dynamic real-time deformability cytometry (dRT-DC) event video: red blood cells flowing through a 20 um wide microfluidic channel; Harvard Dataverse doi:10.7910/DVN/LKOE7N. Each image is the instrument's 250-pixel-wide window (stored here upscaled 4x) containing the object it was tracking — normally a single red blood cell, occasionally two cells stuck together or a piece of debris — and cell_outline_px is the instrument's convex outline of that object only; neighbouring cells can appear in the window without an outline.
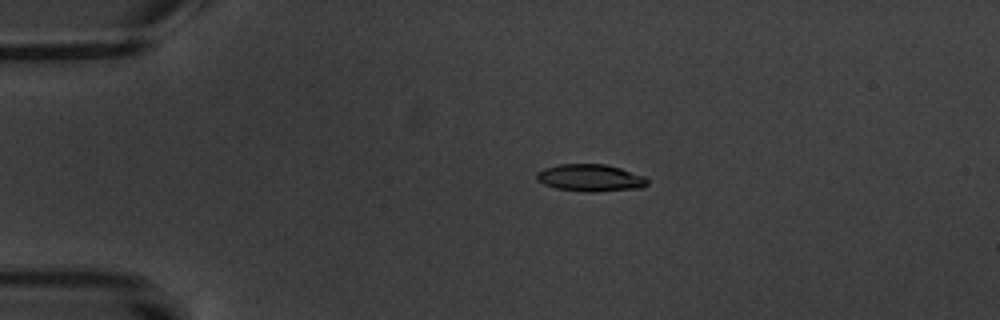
{"species": "common noctule bat (a hibernating species)", "species_latin": "Nyctalus noctula", "temperature_condition": "warm", "stored_images_in_passage": 17, "camera_frame_rate_fps": 3000, "um_per_image_px": 0.085, "animal": {"sex": "male", "body_mass_g": 20.1, "forearm_length_mm": 53.5}, "frame": {"image": 1, "passage_image": 4, "time_ms": 4.333, "image_size_px": [1000, 320], "cell_outline_px": [[648, 184], [644, 188], [596, 192], [588, 192], [556, 188], [544, 184], [536, 180], [536, 172], [544, 168], [560, 164], [604, 164], [620, 168], [644, 176], [648, 180]], "centroid_in_image_um": [50.19, 15.12], "position_along_channel_um": 34.8, "area_um2": 17.63}}
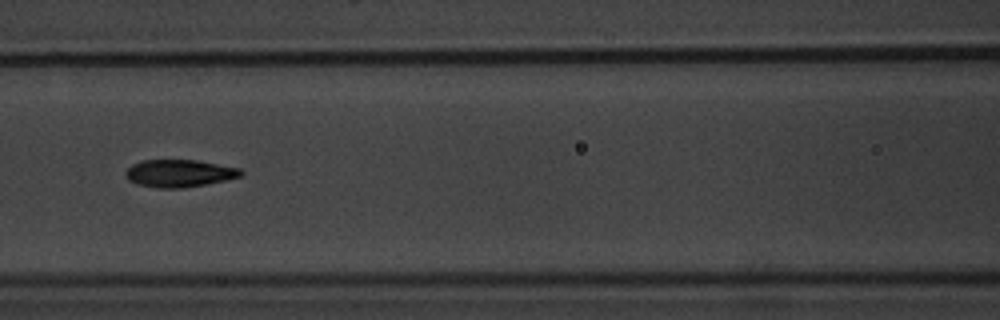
{"frame": {"image": 2, "passage_image": 8, "time_ms": 9.0, "image_size_px": [1000, 320], "cell_outline_px": [[244, 172], [240, 176], [224, 180], [204, 184], [180, 188], [160, 188], [136, 184], [128, 180], [124, 176], [124, 172], [132, 164], [140, 160], [196, 160], [240, 168]], "centroid_in_image_um": [15.18, 14.72], "position_along_channel_um": 151.4, "area_um2": 18.38}}
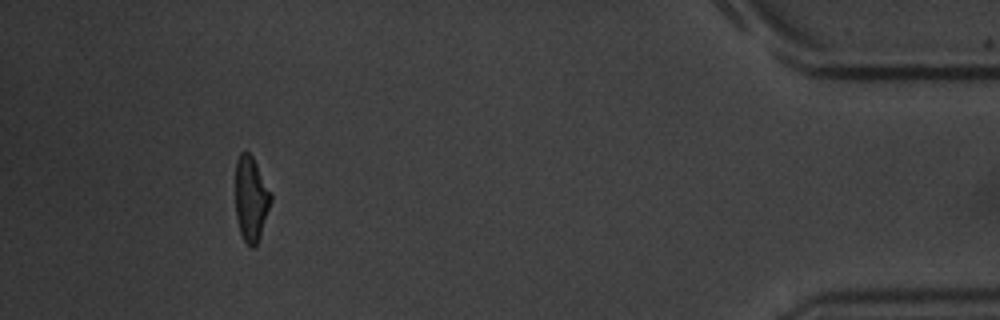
{"frame": {"image": 3, "passage_image": 16, "time_ms": 18.333, "image_size_px": [1000, 320], "cell_outline_px": [[272, 200], [260, 236], [256, 244], [252, 248], [248, 248], [240, 232], [236, 216], [236, 160], [240, 152], [248, 152], [252, 156], [272, 196]], "centroid_in_image_um": [21.32, 16.93], "position_along_channel_um": 413.9, "area_um2": 17.28}, "authors_computed_cell_mechanics": {"area_um2": 18.207, "velocity_mm_per_s": 3.4419, "shape_relaxation_time_tau1_ms": 2.8702, "shape_relaxation_time_tau2_ms": 1.3489, "deformation_change_tau1": 0.1152, "deformation_change_tau2": 0.0557}}